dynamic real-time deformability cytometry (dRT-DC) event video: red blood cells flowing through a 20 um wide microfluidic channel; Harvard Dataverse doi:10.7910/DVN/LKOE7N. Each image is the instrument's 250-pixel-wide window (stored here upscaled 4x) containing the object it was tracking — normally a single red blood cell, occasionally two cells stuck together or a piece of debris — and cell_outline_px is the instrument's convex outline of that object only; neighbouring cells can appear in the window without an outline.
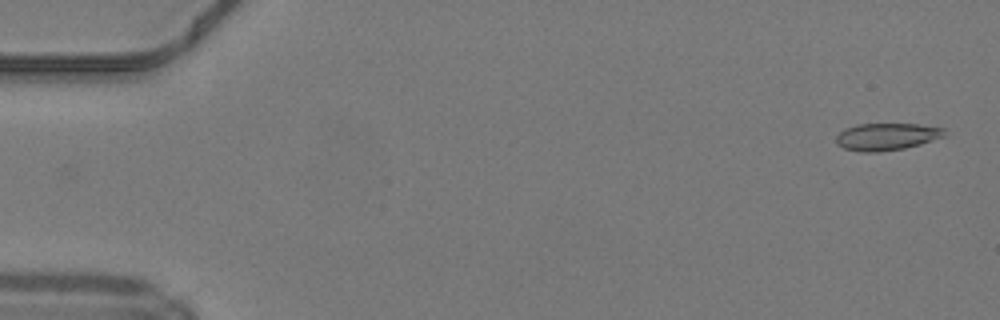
{"species": "common noctule bat (a hibernating species)", "species_latin": "Nyctalus noctula", "temperature_condition": "warm", "stored_images_in_passage": 44, "camera_frame_rate_fps": 3000, "um_per_image_px": 0.085, "animal": {"sex": "male", "body_mass_g": 19.2, "forearm_length_mm": 51.8}, "frame": {"image": 1, "passage_image": 1, "time_ms": 0.0, "image_size_px": [1000, 320], "cell_outline_px": [[948, 136], [920, 144], [904, 148], [880, 152], [860, 152], [844, 148], [836, 144], [836, 136], [844, 128], [856, 124], [916, 124], [944, 128]], "centroid_in_image_um": [75.37, 11.61], "position_along_channel_um": 9.6, "area_um2": 17.34}}
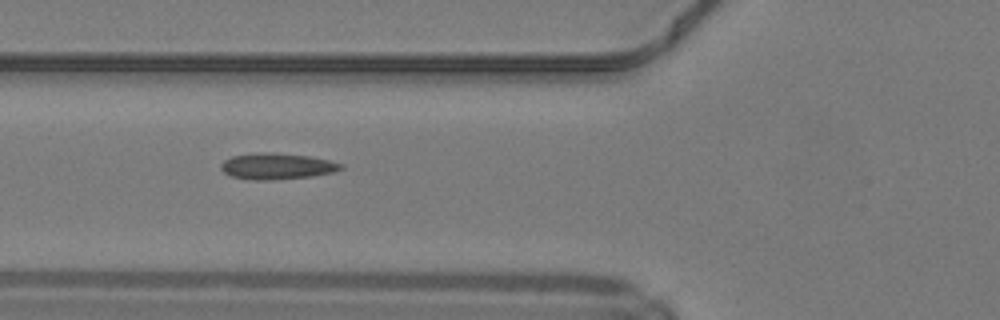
{"frame": {"image": 2, "passage_image": 18, "time_ms": 5.667, "image_size_px": [1000, 320], "cell_outline_px": [[344, 168], [336, 172], [312, 176], [272, 180], [252, 180], [232, 176], [224, 172], [220, 168], [220, 164], [224, 160], [232, 156], [260, 152], [272, 152], [308, 156], [328, 160], [344, 164]], "centroid_in_image_um": [23.56, 14.13], "position_along_channel_um": 102.2, "area_um2": 18.38}}
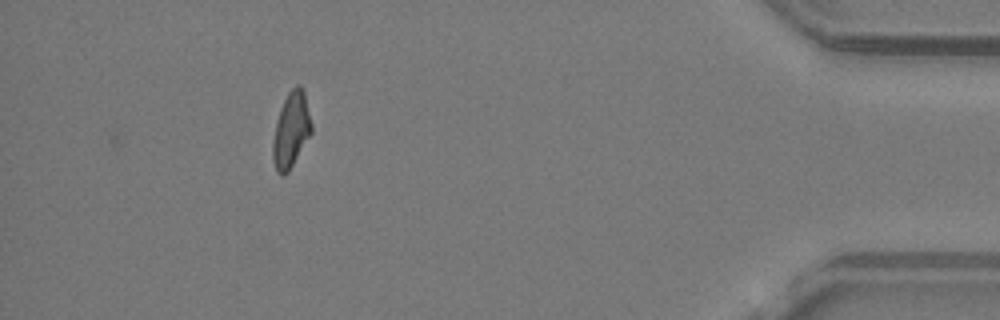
{"frame": {"image": 3, "passage_image": 44, "time_ms": 14.333, "image_size_px": [1000, 320], "cell_outline_px": [[312, 132], [288, 172], [284, 176], [280, 176], [276, 172], [272, 160], [272, 144], [276, 120], [280, 108], [288, 92], [296, 84], [300, 84], [304, 88], [312, 124]], "centroid_in_image_um": [24.74, 11.04], "position_along_channel_um": 410.5, "area_um2": 17.28}, "authors_computed_cell_mechanics": {"area_um2": 17.34, "velocity_mm_per_s": 4.2251, "shape_relaxation_time_tau1_ms": null, "shape_relaxation_time_tau2_ms": 3.3729, "deformation_change_tau1": null, "deformation_change_tau2": 0.1096}}